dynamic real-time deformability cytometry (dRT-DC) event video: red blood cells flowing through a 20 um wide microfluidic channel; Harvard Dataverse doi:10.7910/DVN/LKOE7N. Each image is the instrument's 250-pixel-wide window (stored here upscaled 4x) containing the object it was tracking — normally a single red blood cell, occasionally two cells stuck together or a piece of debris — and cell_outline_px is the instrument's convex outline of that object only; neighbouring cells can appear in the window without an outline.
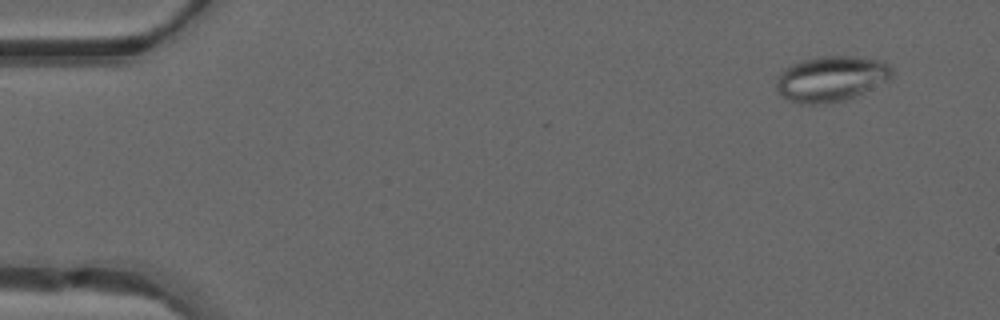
{"species": "common noctule bat (a hibernating species)", "species_latin": "Nyctalus noctula", "temperature_condition": "warm", "stored_images_in_passage": 47, "camera_frame_rate_fps": 3000, "um_per_image_px": 0.085, "animal": {"sex": "male", "forearm_length_mm": 52.5}, "frame": {"image": 1, "passage_image": 2, "time_ms": 0.333, "image_size_px": [1000, 320], "cell_outline_px": [[892, 76], [888, 80], [844, 100], [816, 104], [800, 104], [788, 100], [776, 88], [776, 80], [780, 72], [784, 68], [792, 64], [804, 60], [824, 56], [856, 56], [880, 60], [888, 64], [892, 68]], "centroid_in_image_um": [70.62, 6.68], "position_along_channel_um": 14.4, "area_um2": 30.23}}
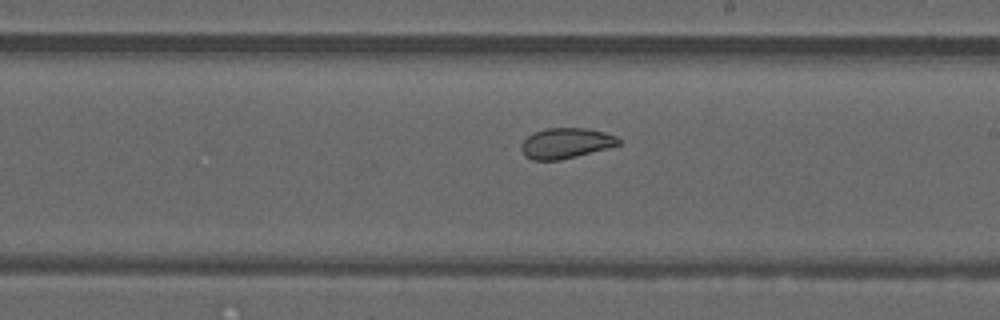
{"frame": {"image": 2, "passage_image": 27, "time_ms": 8.667, "image_size_px": [1000, 320], "cell_outline_px": [[620, 144], [608, 148], [560, 160], [532, 160], [524, 156], [520, 148], [520, 144], [532, 132], [548, 128], [588, 128], [604, 132], [616, 136], [620, 140]], "centroid_in_image_um": [48.07, 12.17], "position_along_channel_um": 240.9, "area_um2": 17.34}}
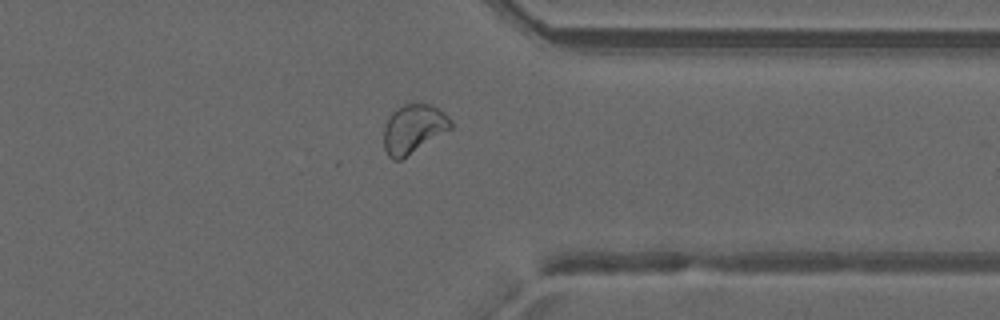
{"frame": {"image": 3, "passage_image": 37, "time_ms": 12.0, "image_size_px": [1000, 320], "cell_outline_px": [[452, 128], [400, 160], [392, 160], [388, 156], [384, 148], [384, 128], [392, 112], [396, 108], [404, 104], [428, 104], [440, 108], [452, 120]], "centroid_in_image_um": [35.15, 10.94], "position_along_channel_um": 376.2, "area_um2": 18.96}, "authors_computed_cell_mechanics": {"area_um2": 21.7906, "velocity_mm_per_s": 4.1853, "shape_relaxation_time_tau1_ms": null, "shape_relaxation_time_tau2_ms": 1.6283, "deformation_change_tau1": null, "deformation_change_tau2": 0.0628}}